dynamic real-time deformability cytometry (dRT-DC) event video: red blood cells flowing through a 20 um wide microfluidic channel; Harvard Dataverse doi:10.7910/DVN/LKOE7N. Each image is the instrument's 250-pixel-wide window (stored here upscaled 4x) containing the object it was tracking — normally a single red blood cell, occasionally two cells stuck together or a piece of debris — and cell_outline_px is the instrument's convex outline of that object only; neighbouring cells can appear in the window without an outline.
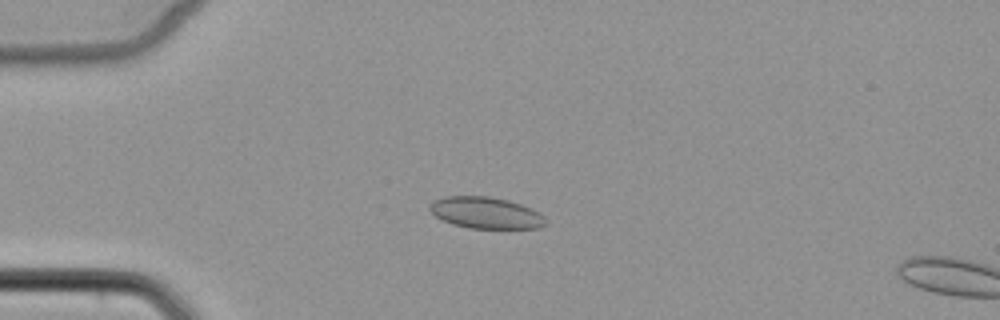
{"species": "common noctule bat (a hibernating species)", "species_latin": "Nyctalus noctula", "temperature_condition": "cold", "stored_images_in_passage": 5, "camera_frame_rate_fps": 3000, "um_per_image_px": 0.085, "animal": {"sex": "female", "body_mass_g": 22.7, "forearm_length_mm": 54.2}, "frame": {"image": 1, "passage_image": 4, "time_ms": 3.667, "image_size_px": [1000, 320], "cell_outline_px": [[548, 224], [540, 228], [468, 228], [452, 224], [436, 216], [428, 208], [436, 200], [444, 196], [488, 196], [508, 200], [532, 208], [540, 212], [544, 216]], "centroid_in_image_um": [41.35, 18.09], "position_along_channel_um": 43.6, "area_um2": 21.27}}